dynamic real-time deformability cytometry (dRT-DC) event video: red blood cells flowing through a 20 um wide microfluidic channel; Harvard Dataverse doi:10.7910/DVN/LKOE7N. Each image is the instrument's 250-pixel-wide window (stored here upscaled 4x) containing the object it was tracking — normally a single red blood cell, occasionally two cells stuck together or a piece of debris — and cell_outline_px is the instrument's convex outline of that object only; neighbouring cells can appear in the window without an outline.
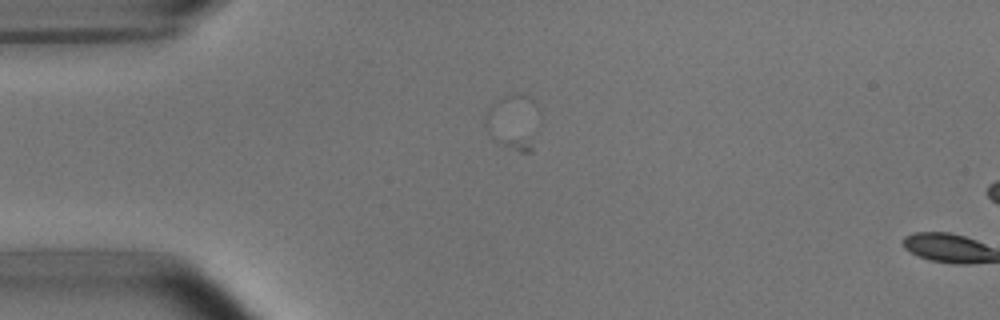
{"species": "common noctule bat (a hibernating species)", "species_latin": "Nyctalus noctula", "temperature_condition": "room temperature", "stored_images_in_passage": 4, "segment_of_instrument_passage": [1, 2], "camera_frame_rate_fps": 3000, "um_per_image_px": 0.085, "animal": {"sex": "male", "body_mass_g": 15.6}, "frame": {"image": 1, "passage_image": 3, "time_ms": 2.333, "image_size_px": [1000, 320], "cell_outline_px": [[532, 152], [520, 152], [496, 140], [484, 128], [484, 116], [492, 104], [500, 96], [520, 96], [532, 148]], "centroid_in_image_um": [43.23, 10.49], "position_along_channel_um": 41.8, "area_um2": 13.53}}